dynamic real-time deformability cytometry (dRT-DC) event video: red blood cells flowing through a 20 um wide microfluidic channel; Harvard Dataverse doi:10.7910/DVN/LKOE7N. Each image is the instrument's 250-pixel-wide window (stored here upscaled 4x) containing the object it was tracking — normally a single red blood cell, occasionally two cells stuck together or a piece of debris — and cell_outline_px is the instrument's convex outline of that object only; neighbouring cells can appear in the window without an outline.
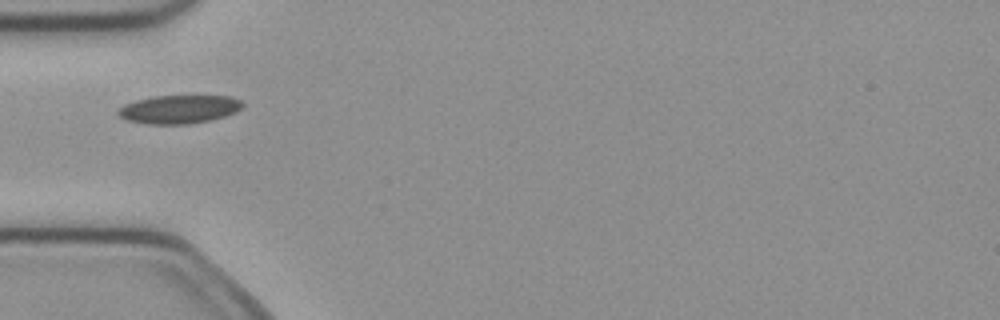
{"species": "common noctule bat (a hibernating species)", "species_latin": "Nyctalus noctula", "temperature_condition": "cold", "stored_images_in_passage": 5, "camera_frame_rate_fps": 3000, "um_per_image_px": 0.085, "animal": {"sex": "female", "body_mass_g": 21.9}, "frame": {"image": 1, "passage_image": 4, "time_ms": 1.0, "image_size_px": [1000, 320], "cell_outline_px": [[244, 104], [236, 112], [212, 120], [188, 124], [144, 124], [128, 120], [120, 116], [116, 112], [124, 104], [136, 100], [152, 96], [232, 96], [240, 100]], "centroid_in_image_um": [15.22, 9.29], "position_along_channel_um": 69.8, "area_um2": 20.63}}